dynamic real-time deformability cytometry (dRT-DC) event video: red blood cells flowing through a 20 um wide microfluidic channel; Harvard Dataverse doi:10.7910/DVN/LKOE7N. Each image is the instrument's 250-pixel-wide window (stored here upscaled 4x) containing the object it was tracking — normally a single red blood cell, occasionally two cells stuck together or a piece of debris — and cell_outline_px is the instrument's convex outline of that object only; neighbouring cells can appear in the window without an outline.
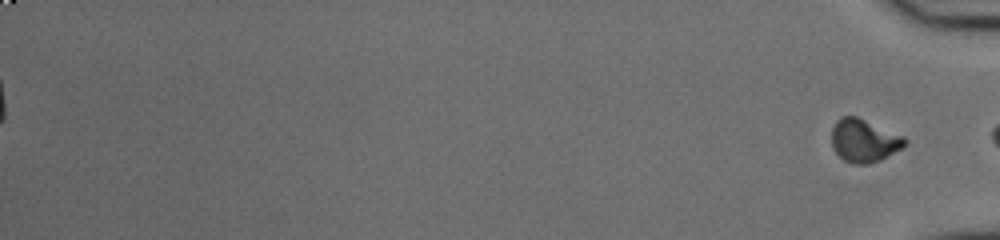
{"species": "common noctule bat (a hibernating species)", "species_latin": "Nyctalus noctula", "temperature_condition": "cold", "stored_images_in_passage": 39, "segment_of_instrument_passage": [2, 2], "camera_frame_rate_fps": 3000, "um_per_image_px": 0.085, "animal": {"sex": "male", "body_mass_g": 20.0, "forearm_length_mm": 53.3}, "frame": {"image": 1, "passage_image": 39, "time_ms": 12.667, "image_size_px": [1000, 240], "cell_outline_px": [[908, 140], [904, 148], [880, 160], [868, 164], [852, 164], [844, 160], [832, 148], [832, 128], [836, 120], [840, 116], [856, 116], [904, 136]], "centroid_in_image_um": [73.45, 11.95], "position_along_channel_um": 361.7, "area_um2": 18.5}}